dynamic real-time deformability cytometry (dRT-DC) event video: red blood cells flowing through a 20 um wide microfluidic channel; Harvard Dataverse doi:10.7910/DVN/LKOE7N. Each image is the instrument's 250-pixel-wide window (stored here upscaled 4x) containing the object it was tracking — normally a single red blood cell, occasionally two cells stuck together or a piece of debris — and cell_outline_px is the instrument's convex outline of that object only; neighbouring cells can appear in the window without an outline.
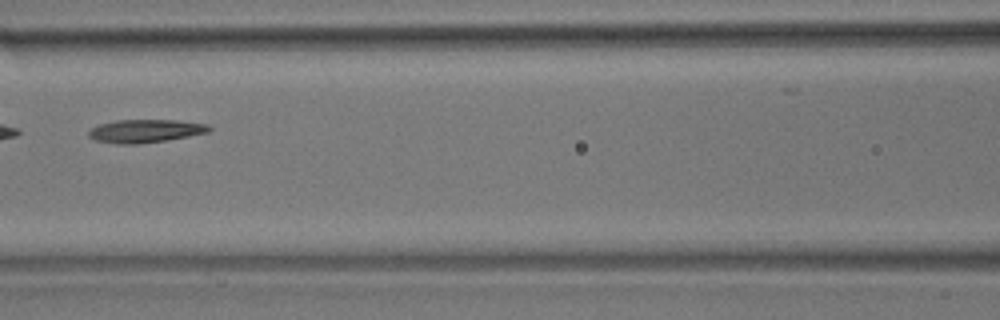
{"species": "common noctule bat (a hibernating species)", "species_latin": "Nyctalus noctula", "temperature_condition": "room temperature", "stored_images_in_passage": 9, "camera_frame_rate_fps": 3000, "um_per_image_px": 0.085, "animal": {"sex": "male", "body_mass_g": 17.9}, "frame": {"image": 1, "passage_image": 6, "time_ms": 1.667, "image_size_px": [1000, 320], "cell_outline_px": [[212, 128], [208, 132], [168, 140], [136, 144], [116, 144], [96, 140], [88, 136], [88, 132], [92, 128], [100, 124], [116, 120], [176, 120], [208, 124]], "centroid_in_image_um": [12.36, 11.13], "position_along_channel_um": 154.2, "area_um2": 16.18}}
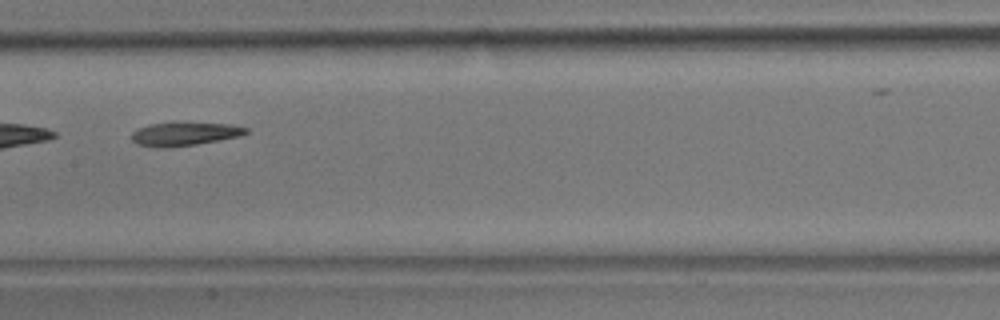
{"frame": {"image": 2, "passage_image": 7, "time_ms": 2.0, "image_size_px": [1000, 320], "cell_outline_px": [[248, 132], [240, 136], [196, 144], [164, 148], [156, 148], [136, 144], [132, 140], [132, 132], [148, 124], [232, 124], [248, 128]], "centroid_in_image_um": [15.66, 11.41], "position_along_channel_um": 191.7, "area_um2": 15.14}}